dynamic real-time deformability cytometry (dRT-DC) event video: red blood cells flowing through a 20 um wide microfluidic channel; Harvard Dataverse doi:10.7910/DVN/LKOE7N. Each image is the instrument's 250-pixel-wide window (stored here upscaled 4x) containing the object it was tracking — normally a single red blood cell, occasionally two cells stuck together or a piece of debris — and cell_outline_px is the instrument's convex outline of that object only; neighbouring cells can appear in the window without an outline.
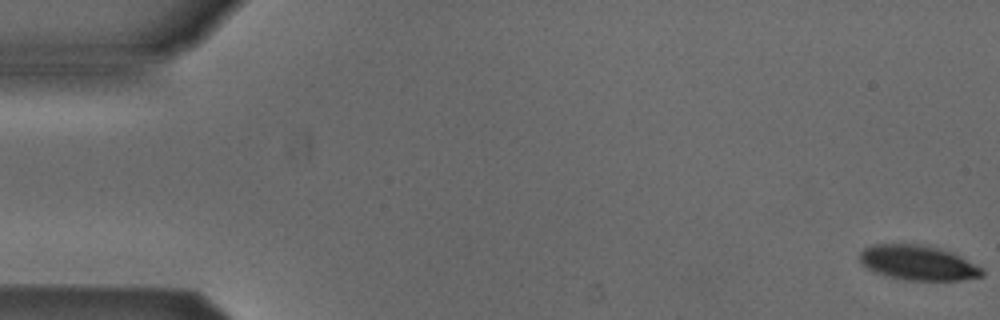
{"species": "Egyptian fruit bat (a non-hibernating species)", "species_latin": "Rousettus aegyptiacus", "temperature_condition": "cold", "stored_images_in_passage": 54, "camera_frame_rate_fps": 3000, "um_per_image_px": 0.085, "animal": {"sex": "male"}, "frame": {"image": 1, "passage_image": 1, "time_ms": 0.0, "image_size_px": [1000, 320], "cell_outline_px": [[984, 276], [960, 280], [904, 280], [872, 272], [860, 260], [860, 252], [864, 248], [872, 244], [920, 244], [952, 252], [984, 268]], "centroid_in_image_um": [78.05, 22.34], "position_along_channel_um": 7.0, "area_um2": 24.85}}
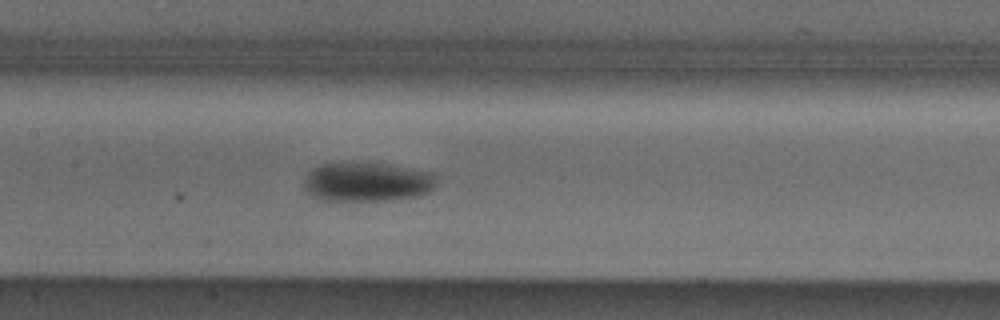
{"frame": {"image": 2, "passage_image": 26, "time_ms": 8.333, "image_size_px": [1000, 320], "cell_outline_px": [[436, 184], [428, 192], [420, 196], [392, 200], [320, 200], [312, 196], [304, 188], [304, 180], [308, 172], [312, 168], [324, 164], [340, 160], [356, 160], [388, 164], [436, 172]], "centroid_in_image_um": [31.21, 15.42], "position_along_channel_um": 176.2, "area_um2": 31.39}}
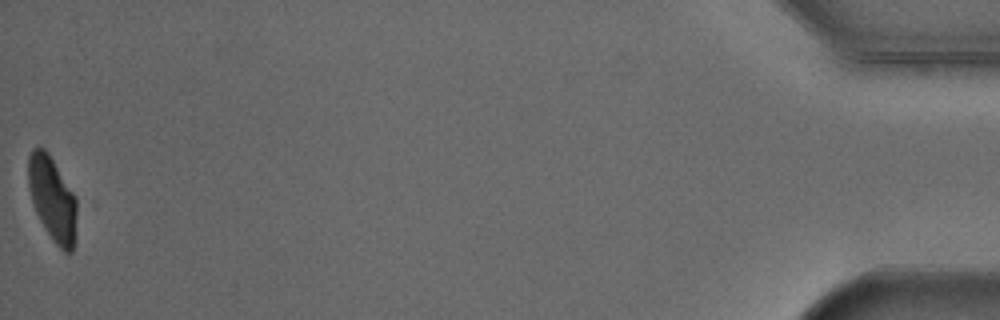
{"frame": {"image": 3, "passage_image": 54, "time_ms": 17.667, "image_size_px": [1000, 320], "cell_outline_px": [[76, 216], [72, 252], [64, 252], [52, 240], [44, 228], [32, 204], [28, 188], [28, 156], [32, 148], [44, 148], [48, 152], [76, 196]], "centroid_in_image_um": [4.43, 16.87], "position_along_channel_um": 430.8, "area_um2": 23.81}, "authors_computed_cell_mechanics": {"area_um2": 27.5706, "velocity_mm_per_s": 3.8371, "shape_relaxation_time_tau1_ms": 2.1251, "shape_relaxation_time_tau2_ms": null, "deformation_change_tau1": 0.1188, "deformation_change_tau2": null}}